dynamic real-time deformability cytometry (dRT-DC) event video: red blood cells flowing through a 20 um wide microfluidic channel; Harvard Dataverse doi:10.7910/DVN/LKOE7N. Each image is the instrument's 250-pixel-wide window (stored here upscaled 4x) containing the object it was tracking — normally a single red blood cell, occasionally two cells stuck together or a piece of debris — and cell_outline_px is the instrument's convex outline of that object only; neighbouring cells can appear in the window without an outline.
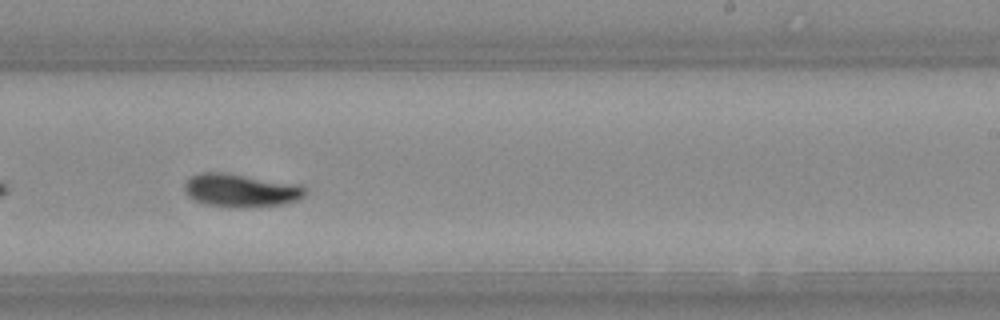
{"species": "Egyptian fruit bat (a non-hibernating species)", "species_latin": "Rousettus aegyptiacus", "temperature_condition": "warm", "stored_images_in_passage": 40, "camera_frame_rate_fps": 3000, "um_per_image_px": 0.085, "animal": {"sex": "female"}, "frame": {"image": 1, "passage_image": 18, "time_ms": 5.667, "image_size_px": [1000, 320], "cell_outline_px": [[308, 192], [304, 196], [296, 200], [284, 204], [244, 208], [228, 208], [208, 204], [192, 200], [184, 192], [184, 184], [192, 176], [200, 172], [220, 172], [300, 184], [308, 188]], "centroid_in_image_um": [20.48, 16.2], "position_along_channel_um": 268.5, "area_um2": 23.64}, "authors_computed_cell_mechanics": {"area_um2": 22.2241, "velocity_mm_per_s": 3.6717, "shape_relaxation_time_tau1_ms": 3.3502, "shape_relaxation_time_tau2_ms": 3.178, "deformation_change_tau1": 0.151, "deformation_change_tau2": 0.0691}}